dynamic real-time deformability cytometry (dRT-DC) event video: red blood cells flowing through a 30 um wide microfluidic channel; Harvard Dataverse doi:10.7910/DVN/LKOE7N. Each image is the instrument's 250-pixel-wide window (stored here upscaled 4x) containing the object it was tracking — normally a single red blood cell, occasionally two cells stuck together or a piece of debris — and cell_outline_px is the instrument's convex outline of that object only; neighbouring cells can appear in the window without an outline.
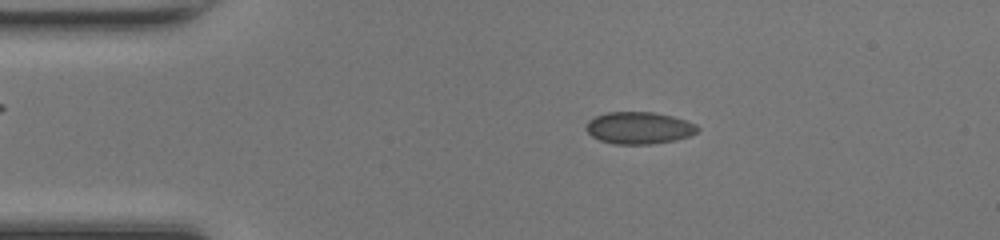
{"species": "common noctule bat (a hibernating species)", "species_latin": "Nyctalus noctula", "temperature_condition": "room temperature", "stored_images_in_passage": 47, "camera_frame_rate_fps": 3000, "um_per_image_px": 0.085, "animal": {"sex": "female", "body_mass_g": 17.0, "forearm_length_mm": 48.0}, "frame": {"image": 1, "passage_image": 8, "time_ms": 2.333, "image_size_px": [1000, 240], "cell_outline_px": [[700, 128], [696, 132], [688, 136], [676, 140], [652, 144], [612, 144], [600, 140], [592, 136], [584, 128], [588, 120], [596, 116], [608, 112], [652, 112], [672, 116], [696, 124]], "centroid_in_image_um": [54.29, 10.88], "position_along_channel_um": 30.7, "area_um2": 20.81}}
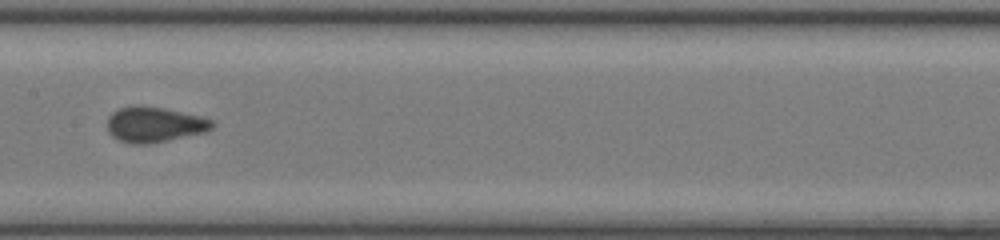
{"frame": {"image": 2, "passage_image": 23, "time_ms": 7.333, "image_size_px": [1000, 240], "cell_outline_px": [[216, 124], [212, 128], [204, 132], [168, 140], [148, 144], [128, 144], [112, 136], [108, 132], [108, 116], [112, 112], [120, 108], [136, 104], [164, 108], [200, 116], [212, 120]], "centroid_in_image_um": [13.1, 10.58], "position_along_channel_um": 194.3, "area_um2": 21.68}}
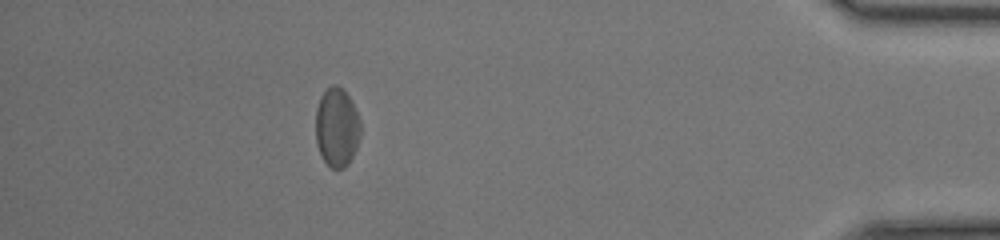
{"frame": {"image": 3, "passage_image": 42, "time_ms": 13.667, "image_size_px": [1000, 240], "cell_outline_px": [[360, 136], [356, 148], [348, 164], [344, 168], [332, 168], [324, 160], [316, 144], [316, 108], [320, 96], [332, 84], [336, 84], [344, 88], [360, 120]], "centroid_in_image_um": [28.62, 10.8], "position_along_channel_um": 406.6, "area_um2": 20.58}, "authors_computed_cell_mechanics": {"area_um2": 20.6346, "velocity_mm_per_s": 4.2475, "shape_relaxation_time_tau1_ms": 4.3936, "shape_relaxation_time_tau2_ms": 1.2673, "deformation_change_tau1": 0.0855, "deformation_change_tau2": 0.043}}